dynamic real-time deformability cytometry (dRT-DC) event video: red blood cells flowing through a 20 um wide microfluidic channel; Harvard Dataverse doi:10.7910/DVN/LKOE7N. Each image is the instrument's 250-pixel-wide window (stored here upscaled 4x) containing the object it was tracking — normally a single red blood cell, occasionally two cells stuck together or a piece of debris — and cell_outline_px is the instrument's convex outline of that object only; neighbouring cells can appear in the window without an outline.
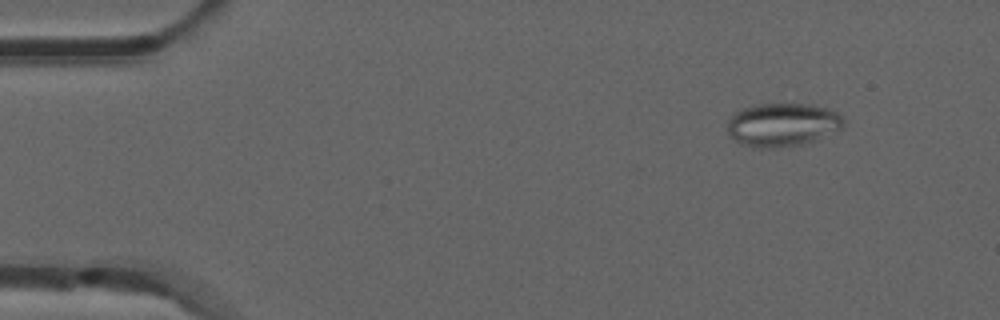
{"species": "common noctule bat (a hibernating species)", "species_latin": "Nyctalus noctula", "temperature_condition": "room temperature", "stored_images_in_passage": 48, "camera_frame_rate_fps": 3000, "um_per_image_px": 0.085, "animal": {"sex": "male", "forearm_length_mm": 52.5}, "frame": {"image": 1, "passage_image": 1, "time_ms": 0.0, "image_size_px": [1000, 320], "cell_outline_px": [[844, 124], [836, 132], [816, 140], [800, 144], [776, 148], [760, 148], [740, 144], [728, 132], [728, 116], [740, 108], [756, 104], [808, 104], [828, 108], [844, 116]], "centroid_in_image_um": [66.51, 10.59], "position_along_channel_um": 18.5, "area_um2": 29.65}}
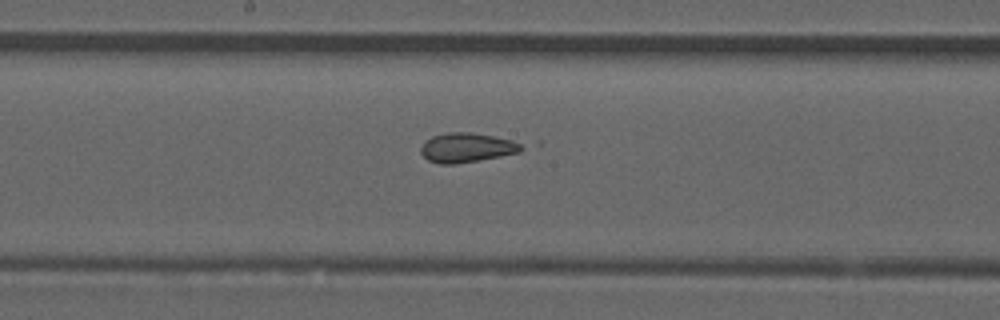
{"frame": {"image": 2, "passage_image": 23, "time_ms": 7.333, "image_size_px": [1000, 320], "cell_outline_px": [[524, 148], [520, 152], [500, 156], [456, 164], [440, 164], [428, 160], [420, 152], [420, 148], [432, 136], [448, 132], [472, 132], [512, 140], [520, 144]], "centroid_in_image_um": [39.66, 12.55], "position_along_channel_um": 208.5, "area_um2": 17.05}}
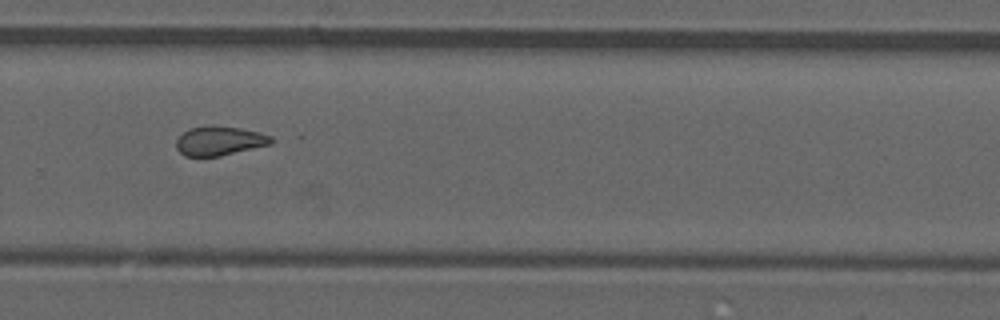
{"frame": {"image": 3, "passage_image": 31, "time_ms": 10.0, "image_size_px": [1000, 320], "cell_outline_px": [[272, 144], [220, 156], [184, 156], [176, 148], [176, 140], [188, 128], [204, 124], [212, 124], [240, 128], [260, 132], [272, 136]], "centroid_in_image_um": [18.64, 11.95], "position_along_channel_um": 311.2, "area_um2": 16.47}, "authors_computed_cell_mechanics": {"area_um2": 18.0625, "velocity_mm_per_s": 3.872, "shape_relaxation_time_tau1_ms": null, "shape_relaxation_time_tau2_ms": 0.9125, "deformation_change_tau1": null, "deformation_change_tau2": 0.0709}}